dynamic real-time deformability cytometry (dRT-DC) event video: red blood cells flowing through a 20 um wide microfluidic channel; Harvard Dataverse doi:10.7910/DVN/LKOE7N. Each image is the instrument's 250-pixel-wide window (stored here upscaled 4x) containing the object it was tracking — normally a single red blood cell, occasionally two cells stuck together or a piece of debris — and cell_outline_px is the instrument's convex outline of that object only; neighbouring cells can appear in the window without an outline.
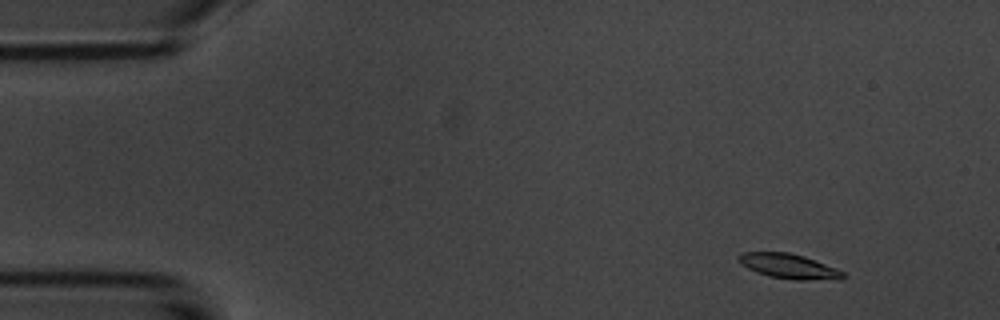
{"species": "common noctule bat (a hibernating species)", "species_latin": "Nyctalus noctula", "temperature_condition": "room temperature", "stored_images_in_passage": 51, "camera_frame_rate_fps": 3000, "um_per_image_px": 0.085, "animal": {"sex": "male", "body_mass_g": 20.1, "forearm_length_mm": 53.5}, "frame": {"image": 1, "passage_image": 2, "time_ms": 0.333, "image_size_px": [1000, 320], "cell_outline_px": [[848, 276], [844, 280], [792, 280], [768, 276], [756, 272], [740, 264], [736, 260], [736, 256], [740, 252], [788, 252], [804, 256], [836, 268], [844, 272]], "centroid_in_image_um": [67.07, 22.64], "position_along_channel_um": 17.9, "area_um2": 15.55}}
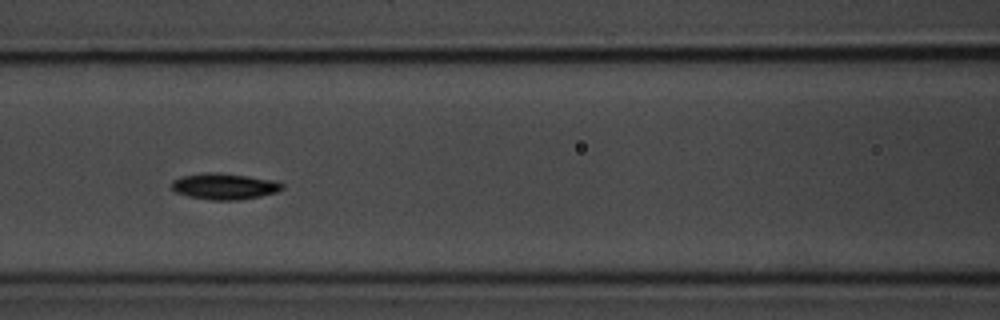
{"frame": {"image": 2, "passage_image": 20, "time_ms": 6.333, "image_size_px": [1000, 320], "cell_outline_px": [[284, 188], [276, 192], [260, 196], [240, 200], [212, 200], [188, 196], [176, 192], [168, 188], [172, 180], [180, 176], [204, 172], [220, 172], [276, 180], [284, 184]], "centroid_in_image_um": [19.03, 15.82], "position_along_channel_um": 147.6, "area_um2": 17.22}}
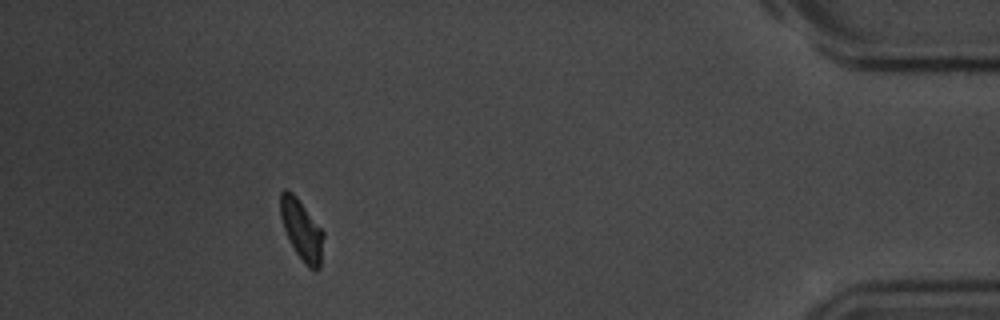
{"frame": {"image": 3, "passage_image": 46, "time_ms": 15.0, "image_size_px": [1000, 320], "cell_outline_px": [[324, 236], [320, 268], [316, 272], [308, 268], [304, 264], [296, 252], [284, 228], [280, 216], [280, 192], [284, 188], [292, 192], [296, 196], [324, 232]], "centroid_in_image_um": [25.65, 19.56], "position_along_channel_um": 409.5, "area_um2": 15.14}, "authors_computed_cell_mechanics": {"area_um2": 15.6638, "velocity_mm_per_s": 3.683, "shape_relaxation_time_tau1_ms": 1.7537, "shape_relaxation_time_tau2_ms": null, "deformation_change_tau1": 0.1299, "deformation_change_tau2": null}}